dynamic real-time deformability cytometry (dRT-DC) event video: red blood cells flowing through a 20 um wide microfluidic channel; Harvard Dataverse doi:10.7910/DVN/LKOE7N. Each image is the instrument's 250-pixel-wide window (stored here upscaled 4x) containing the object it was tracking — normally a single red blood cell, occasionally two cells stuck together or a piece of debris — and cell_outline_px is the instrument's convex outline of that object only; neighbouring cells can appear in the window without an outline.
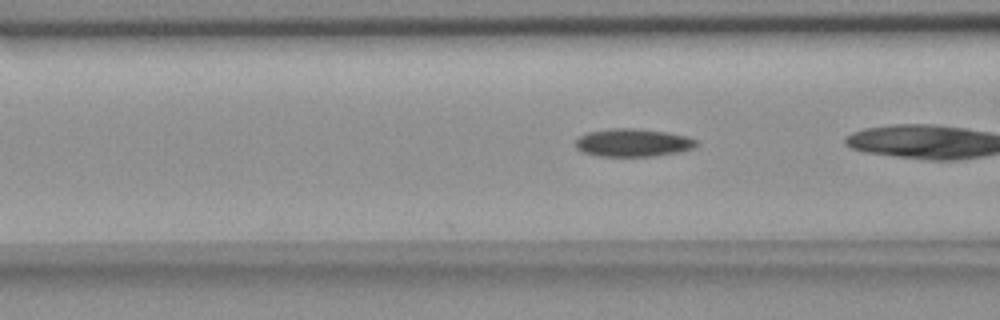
{"species": "common noctule bat (a hibernating species)", "species_latin": "Nyctalus noctula", "temperature_condition": "room temperature", "stored_images_in_passage": 19, "camera_frame_rate_fps": 3000, "um_per_image_px": 0.085, "animal": {"sex": "female", "body_mass_g": 18.4}, "frame": {"image": 1, "passage_image": 19, "time_ms": 6.0, "image_size_px": [1000, 320], "cell_outline_px": [[696, 144], [692, 148], [680, 152], [656, 156], [596, 156], [584, 152], [576, 148], [576, 140], [580, 136], [588, 132], [608, 128], [640, 128], [668, 132], [688, 136], [696, 140]], "centroid_in_image_um": [53.8, 12.12], "position_along_channel_um": 112.8, "area_um2": 19.83}}